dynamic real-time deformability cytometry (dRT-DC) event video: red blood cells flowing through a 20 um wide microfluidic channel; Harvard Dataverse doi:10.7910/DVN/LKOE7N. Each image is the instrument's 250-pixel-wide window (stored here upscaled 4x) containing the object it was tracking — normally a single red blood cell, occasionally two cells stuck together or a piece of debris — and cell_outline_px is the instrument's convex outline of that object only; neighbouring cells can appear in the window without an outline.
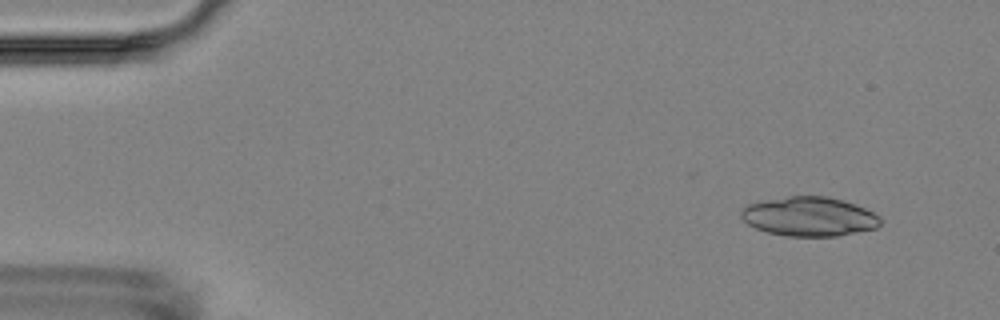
{"species": "Egyptian fruit bat (a non-hibernating species)", "species_latin": "Rousettus aegyptiacus", "temperature_condition": "room temperature", "stored_images_in_passage": 6, "camera_frame_rate_fps": 3000, "um_per_image_px": 0.085, "animal": {"sex": "female"}, "frame": {"image": 1, "passage_image": 2, "time_ms": 1.0, "image_size_px": [1000, 320], "cell_outline_px": [[880, 224], [876, 228], [836, 236], [788, 236], [768, 232], [756, 228], [748, 224], [740, 216], [740, 212], [748, 204], [760, 200], [788, 196], [828, 196], [864, 208], [880, 216]], "centroid_in_image_um": [68.74, 18.4], "position_along_channel_um": 16.3, "area_um2": 31.67}}